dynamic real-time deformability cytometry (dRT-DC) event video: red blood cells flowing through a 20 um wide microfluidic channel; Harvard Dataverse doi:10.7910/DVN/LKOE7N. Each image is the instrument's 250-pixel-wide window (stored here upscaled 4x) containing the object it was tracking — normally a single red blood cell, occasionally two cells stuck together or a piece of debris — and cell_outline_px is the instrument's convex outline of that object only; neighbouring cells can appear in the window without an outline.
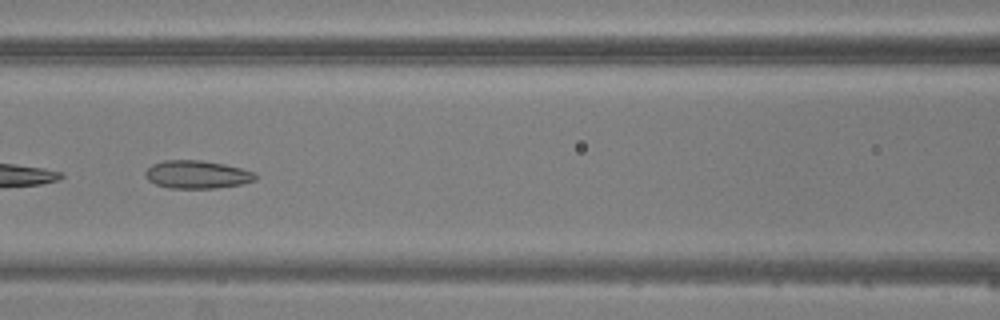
{"species": "common noctule bat (a hibernating species)", "species_latin": "Nyctalus noctula", "temperature_condition": "warm", "stored_images_in_passage": 6, "camera_frame_rate_fps": 3000, "um_per_image_px": 0.085, "animal": {"sex": "male", "body_mass_g": 20.5, "forearm_length_mm": 52.5}, "frame": {"image": 1, "passage_image": 6, "time_ms": 6.0, "image_size_px": [1000, 320], "cell_outline_px": [[256, 180], [240, 184], [216, 188], [168, 188], [156, 184], [148, 180], [144, 176], [144, 172], [152, 164], [164, 160], [200, 160], [224, 164], [256, 172]], "centroid_in_image_um": [16.73, 14.83], "position_along_channel_um": 149.9, "area_um2": 17.98}}